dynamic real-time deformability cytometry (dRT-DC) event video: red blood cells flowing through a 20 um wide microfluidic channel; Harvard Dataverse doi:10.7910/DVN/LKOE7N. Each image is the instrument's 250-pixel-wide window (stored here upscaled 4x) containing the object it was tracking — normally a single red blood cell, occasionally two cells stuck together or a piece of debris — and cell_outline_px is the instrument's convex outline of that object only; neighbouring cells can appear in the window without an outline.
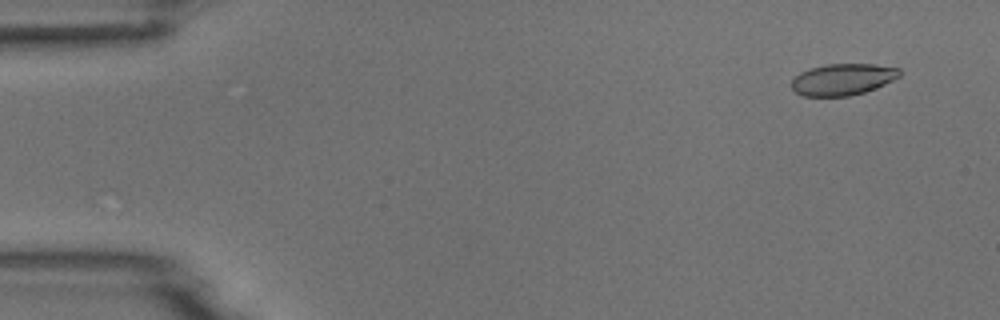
{"species": "common noctule bat (a hibernating species)", "species_latin": "Nyctalus noctula", "temperature_condition": "room temperature", "stored_images_in_passage": 5, "camera_frame_rate_fps": 3000, "um_per_image_px": 0.085, "animal": {"sex": "male", "body_mass_g": 18.8}, "frame": {"image": 1, "passage_image": 1, "time_ms": 0.0, "image_size_px": [1000, 320], "cell_outline_px": [[900, 76], [876, 88], [864, 92], [848, 96], [804, 96], [796, 92], [792, 88], [792, 80], [800, 72], [808, 68], [824, 64], [876, 64], [900, 68]], "centroid_in_image_um": [71.63, 6.74], "position_along_channel_um": 13.4, "area_um2": 19.88}}
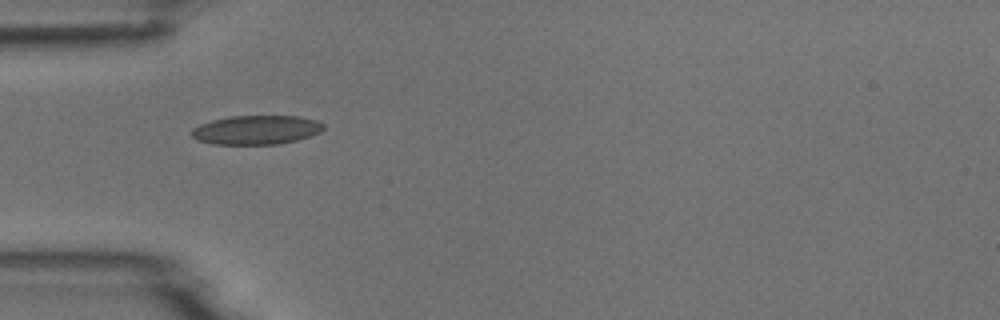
{"frame": {"image": 2, "passage_image": 4, "time_ms": 4.333, "image_size_px": [1000, 320], "cell_outline_px": [[324, 128], [320, 132], [296, 140], [276, 144], [212, 144], [196, 140], [192, 136], [192, 128], [200, 124], [212, 120], [232, 116], [300, 116], [316, 120], [324, 124]], "centroid_in_image_um": [21.77, 11.04], "position_along_channel_um": 63.2, "area_um2": 22.25}}